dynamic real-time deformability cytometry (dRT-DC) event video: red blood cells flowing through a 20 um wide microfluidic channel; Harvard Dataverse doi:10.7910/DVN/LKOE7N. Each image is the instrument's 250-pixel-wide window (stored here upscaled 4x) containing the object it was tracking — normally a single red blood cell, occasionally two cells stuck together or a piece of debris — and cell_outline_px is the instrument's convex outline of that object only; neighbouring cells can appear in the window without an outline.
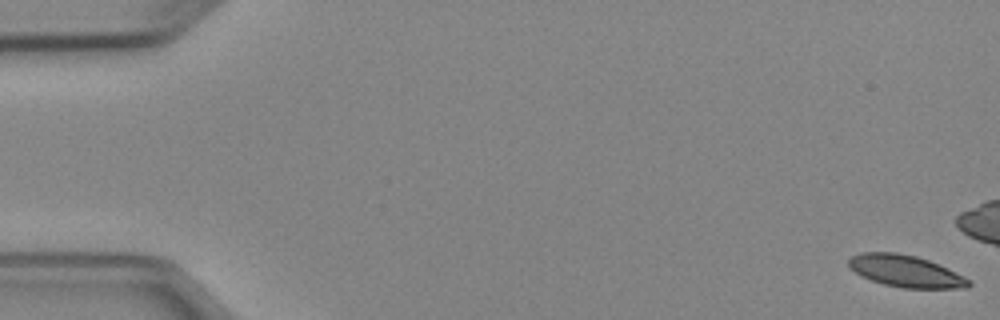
{"species": "Egyptian fruit bat (a non-hibernating species)", "species_latin": "Rousettus aegyptiacus", "temperature_condition": "cold", "stored_images_in_passage": 17, "camera_frame_rate_fps": 3000, "um_per_image_px": 0.085, "animal": {"sex": "female"}, "frame": {"image": 1, "passage_image": 1, "time_ms": 0.0, "image_size_px": [1000, 320], "cell_outline_px": [[972, 284], [968, 288], [904, 288], [884, 284], [860, 276], [848, 268], [848, 260], [852, 256], [860, 252], [896, 252], [916, 256], [928, 260], [948, 268], [972, 280]], "centroid_in_image_um": [76.98, 23.04], "position_along_channel_um": 8.0, "area_um2": 22.48}}